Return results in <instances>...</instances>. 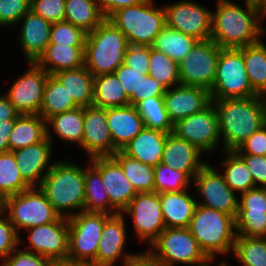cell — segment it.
I'll list each match as a JSON object with an SVG mask.
<instances>
[{
  "mask_svg": "<svg viewBox=\"0 0 266 266\" xmlns=\"http://www.w3.org/2000/svg\"><path fill=\"white\" fill-rule=\"evenodd\" d=\"M263 19L264 12L254 6L245 4L244 8L230 0H217L211 39L220 48L238 49L257 43L266 34Z\"/></svg>",
  "mask_w": 266,
  "mask_h": 266,
  "instance_id": "6da1fadb",
  "label": "cell"
},
{
  "mask_svg": "<svg viewBox=\"0 0 266 266\" xmlns=\"http://www.w3.org/2000/svg\"><path fill=\"white\" fill-rule=\"evenodd\" d=\"M215 106L222 151H235L254 132L266 125V97L212 99Z\"/></svg>",
  "mask_w": 266,
  "mask_h": 266,
  "instance_id": "7a4b0ae2",
  "label": "cell"
},
{
  "mask_svg": "<svg viewBox=\"0 0 266 266\" xmlns=\"http://www.w3.org/2000/svg\"><path fill=\"white\" fill-rule=\"evenodd\" d=\"M39 188L59 216L70 218L84 211L85 168L83 166L80 167L69 160H55Z\"/></svg>",
  "mask_w": 266,
  "mask_h": 266,
  "instance_id": "3957f363",
  "label": "cell"
},
{
  "mask_svg": "<svg viewBox=\"0 0 266 266\" xmlns=\"http://www.w3.org/2000/svg\"><path fill=\"white\" fill-rule=\"evenodd\" d=\"M188 229L211 261L233 252L237 235L233 216L196 204Z\"/></svg>",
  "mask_w": 266,
  "mask_h": 266,
  "instance_id": "277c9868",
  "label": "cell"
},
{
  "mask_svg": "<svg viewBox=\"0 0 266 266\" xmlns=\"http://www.w3.org/2000/svg\"><path fill=\"white\" fill-rule=\"evenodd\" d=\"M128 45L124 33L105 18L87 33L84 46L86 68L93 76L114 73L124 63Z\"/></svg>",
  "mask_w": 266,
  "mask_h": 266,
  "instance_id": "5b68a950",
  "label": "cell"
},
{
  "mask_svg": "<svg viewBox=\"0 0 266 266\" xmlns=\"http://www.w3.org/2000/svg\"><path fill=\"white\" fill-rule=\"evenodd\" d=\"M154 4V0H145L114 12L108 20L124 33L128 44L151 46L166 26L163 5Z\"/></svg>",
  "mask_w": 266,
  "mask_h": 266,
  "instance_id": "8992f818",
  "label": "cell"
},
{
  "mask_svg": "<svg viewBox=\"0 0 266 266\" xmlns=\"http://www.w3.org/2000/svg\"><path fill=\"white\" fill-rule=\"evenodd\" d=\"M2 211L8 216L18 235L28 229L56 221L60 216L39 187L6 197Z\"/></svg>",
  "mask_w": 266,
  "mask_h": 266,
  "instance_id": "52a82bcc",
  "label": "cell"
},
{
  "mask_svg": "<svg viewBox=\"0 0 266 266\" xmlns=\"http://www.w3.org/2000/svg\"><path fill=\"white\" fill-rule=\"evenodd\" d=\"M149 246L148 250L165 266H205L211 261L188 228H166Z\"/></svg>",
  "mask_w": 266,
  "mask_h": 266,
  "instance_id": "ba28073f",
  "label": "cell"
},
{
  "mask_svg": "<svg viewBox=\"0 0 266 266\" xmlns=\"http://www.w3.org/2000/svg\"><path fill=\"white\" fill-rule=\"evenodd\" d=\"M211 99L258 96L251 87L243 54L236 48H221Z\"/></svg>",
  "mask_w": 266,
  "mask_h": 266,
  "instance_id": "9c48e42d",
  "label": "cell"
},
{
  "mask_svg": "<svg viewBox=\"0 0 266 266\" xmlns=\"http://www.w3.org/2000/svg\"><path fill=\"white\" fill-rule=\"evenodd\" d=\"M111 215L81 211L68 218L69 239L67 258L94 263L105 221Z\"/></svg>",
  "mask_w": 266,
  "mask_h": 266,
  "instance_id": "30bf717a",
  "label": "cell"
},
{
  "mask_svg": "<svg viewBox=\"0 0 266 266\" xmlns=\"http://www.w3.org/2000/svg\"><path fill=\"white\" fill-rule=\"evenodd\" d=\"M220 49L212 39L197 41L178 63L180 83L210 91L216 76Z\"/></svg>",
  "mask_w": 266,
  "mask_h": 266,
  "instance_id": "8fae6325",
  "label": "cell"
},
{
  "mask_svg": "<svg viewBox=\"0 0 266 266\" xmlns=\"http://www.w3.org/2000/svg\"><path fill=\"white\" fill-rule=\"evenodd\" d=\"M163 7L168 27L198 41L211 39L212 11L208 7L192 0H179Z\"/></svg>",
  "mask_w": 266,
  "mask_h": 266,
  "instance_id": "7c38bea8",
  "label": "cell"
},
{
  "mask_svg": "<svg viewBox=\"0 0 266 266\" xmlns=\"http://www.w3.org/2000/svg\"><path fill=\"white\" fill-rule=\"evenodd\" d=\"M121 214L131 216L135 234L141 242L151 245L166 229L157 192L137 193Z\"/></svg>",
  "mask_w": 266,
  "mask_h": 266,
  "instance_id": "4fadbf2b",
  "label": "cell"
},
{
  "mask_svg": "<svg viewBox=\"0 0 266 266\" xmlns=\"http://www.w3.org/2000/svg\"><path fill=\"white\" fill-rule=\"evenodd\" d=\"M177 137L195 145L203 153L212 152L221 141L218 115L213 102L201 112L185 117L173 124Z\"/></svg>",
  "mask_w": 266,
  "mask_h": 266,
  "instance_id": "5bb4252c",
  "label": "cell"
},
{
  "mask_svg": "<svg viewBox=\"0 0 266 266\" xmlns=\"http://www.w3.org/2000/svg\"><path fill=\"white\" fill-rule=\"evenodd\" d=\"M197 204L216 209L234 218L238 211V196L226 184L223 175L206 163L193 178ZM201 198H200V197ZM200 198V199H199ZM202 201V202H201Z\"/></svg>",
  "mask_w": 266,
  "mask_h": 266,
  "instance_id": "9a60e30c",
  "label": "cell"
},
{
  "mask_svg": "<svg viewBox=\"0 0 266 266\" xmlns=\"http://www.w3.org/2000/svg\"><path fill=\"white\" fill-rule=\"evenodd\" d=\"M29 69L6 91L10 103L21 114H40L44 89L49 74L36 62H28Z\"/></svg>",
  "mask_w": 266,
  "mask_h": 266,
  "instance_id": "2e32d148",
  "label": "cell"
},
{
  "mask_svg": "<svg viewBox=\"0 0 266 266\" xmlns=\"http://www.w3.org/2000/svg\"><path fill=\"white\" fill-rule=\"evenodd\" d=\"M29 232V252H33L50 261L67 259L69 225L68 218L59 217L52 223L34 226L26 229Z\"/></svg>",
  "mask_w": 266,
  "mask_h": 266,
  "instance_id": "e0dca14e",
  "label": "cell"
},
{
  "mask_svg": "<svg viewBox=\"0 0 266 266\" xmlns=\"http://www.w3.org/2000/svg\"><path fill=\"white\" fill-rule=\"evenodd\" d=\"M235 228L239 236L266 238V187L240 194Z\"/></svg>",
  "mask_w": 266,
  "mask_h": 266,
  "instance_id": "ac0fdd59",
  "label": "cell"
},
{
  "mask_svg": "<svg viewBox=\"0 0 266 266\" xmlns=\"http://www.w3.org/2000/svg\"><path fill=\"white\" fill-rule=\"evenodd\" d=\"M81 148L87 153L89 159L112 156L119 151L113 144L105 108L94 105L84 107Z\"/></svg>",
  "mask_w": 266,
  "mask_h": 266,
  "instance_id": "d6986e66",
  "label": "cell"
},
{
  "mask_svg": "<svg viewBox=\"0 0 266 266\" xmlns=\"http://www.w3.org/2000/svg\"><path fill=\"white\" fill-rule=\"evenodd\" d=\"M90 163L100 172L111 205L121 213L138 193L112 157H95Z\"/></svg>",
  "mask_w": 266,
  "mask_h": 266,
  "instance_id": "ffe728a7",
  "label": "cell"
},
{
  "mask_svg": "<svg viewBox=\"0 0 266 266\" xmlns=\"http://www.w3.org/2000/svg\"><path fill=\"white\" fill-rule=\"evenodd\" d=\"M163 100L172 124L201 112L212 103L209 90L182 84L166 89Z\"/></svg>",
  "mask_w": 266,
  "mask_h": 266,
  "instance_id": "44dd1931",
  "label": "cell"
},
{
  "mask_svg": "<svg viewBox=\"0 0 266 266\" xmlns=\"http://www.w3.org/2000/svg\"><path fill=\"white\" fill-rule=\"evenodd\" d=\"M54 145L49 138L12 151L24 181L30 187H39L55 160L51 161Z\"/></svg>",
  "mask_w": 266,
  "mask_h": 266,
  "instance_id": "7402d4cb",
  "label": "cell"
},
{
  "mask_svg": "<svg viewBox=\"0 0 266 266\" xmlns=\"http://www.w3.org/2000/svg\"><path fill=\"white\" fill-rule=\"evenodd\" d=\"M124 215L121 213L111 215L106 221L100 237L96 260V266H116L120 260L126 261L135 253H125L127 229Z\"/></svg>",
  "mask_w": 266,
  "mask_h": 266,
  "instance_id": "603a6c76",
  "label": "cell"
},
{
  "mask_svg": "<svg viewBox=\"0 0 266 266\" xmlns=\"http://www.w3.org/2000/svg\"><path fill=\"white\" fill-rule=\"evenodd\" d=\"M19 23L21 30L18 41L26 62H36L49 44L52 23L31 9L19 20Z\"/></svg>",
  "mask_w": 266,
  "mask_h": 266,
  "instance_id": "cb8c5ba5",
  "label": "cell"
},
{
  "mask_svg": "<svg viewBox=\"0 0 266 266\" xmlns=\"http://www.w3.org/2000/svg\"><path fill=\"white\" fill-rule=\"evenodd\" d=\"M204 153L195 145L169 133L163 150L161 163L172 169L186 172L192 179L207 163L202 158Z\"/></svg>",
  "mask_w": 266,
  "mask_h": 266,
  "instance_id": "d4e9b609",
  "label": "cell"
},
{
  "mask_svg": "<svg viewBox=\"0 0 266 266\" xmlns=\"http://www.w3.org/2000/svg\"><path fill=\"white\" fill-rule=\"evenodd\" d=\"M108 128L118 150L128 144L143 128L142 117L133 105L106 108Z\"/></svg>",
  "mask_w": 266,
  "mask_h": 266,
  "instance_id": "484cf974",
  "label": "cell"
},
{
  "mask_svg": "<svg viewBox=\"0 0 266 266\" xmlns=\"http://www.w3.org/2000/svg\"><path fill=\"white\" fill-rule=\"evenodd\" d=\"M168 134L144 127L121 151L144 164L157 166L161 163Z\"/></svg>",
  "mask_w": 266,
  "mask_h": 266,
  "instance_id": "4316f807",
  "label": "cell"
},
{
  "mask_svg": "<svg viewBox=\"0 0 266 266\" xmlns=\"http://www.w3.org/2000/svg\"><path fill=\"white\" fill-rule=\"evenodd\" d=\"M187 191L159 193L166 228H188L197 199Z\"/></svg>",
  "mask_w": 266,
  "mask_h": 266,
  "instance_id": "83f0119b",
  "label": "cell"
},
{
  "mask_svg": "<svg viewBox=\"0 0 266 266\" xmlns=\"http://www.w3.org/2000/svg\"><path fill=\"white\" fill-rule=\"evenodd\" d=\"M36 63L51 75L82 67L85 65L84 46L49 43Z\"/></svg>",
  "mask_w": 266,
  "mask_h": 266,
  "instance_id": "f1b7e54d",
  "label": "cell"
},
{
  "mask_svg": "<svg viewBox=\"0 0 266 266\" xmlns=\"http://www.w3.org/2000/svg\"><path fill=\"white\" fill-rule=\"evenodd\" d=\"M47 137L46 120L39 114H21L9 135V151L43 141Z\"/></svg>",
  "mask_w": 266,
  "mask_h": 266,
  "instance_id": "f546056e",
  "label": "cell"
},
{
  "mask_svg": "<svg viewBox=\"0 0 266 266\" xmlns=\"http://www.w3.org/2000/svg\"><path fill=\"white\" fill-rule=\"evenodd\" d=\"M83 121L84 107H77L63 113L55 114L46 120L47 138H49L53 144L51 129L62 141L75 143L81 147L83 139Z\"/></svg>",
  "mask_w": 266,
  "mask_h": 266,
  "instance_id": "4dcf8cb0",
  "label": "cell"
},
{
  "mask_svg": "<svg viewBox=\"0 0 266 266\" xmlns=\"http://www.w3.org/2000/svg\"><path fill=\"white\" fill-rule=\"evenodd\" d=\"M53 75L79 107L92 105L94 76L85 65L76 69L59 71Z\"/></svg>",
  "mask_w": 266,
  "mask_h": 266,
  "instance_id": "1f68e13d",
  "label": "cell"
},
{
  "mask_svg": "<svg viewBox=\"0 0 266 266\" xmlns=\"http://www.w3.org/2000/svg\"><path fill=\"white\" fill-rule=\"evenodd\" d=\"M85 167L84 211L116 215L119 212L111 205L100 172L87 160Z\"/></svg>",
  "mask_w": 266,
  "mask_h": 266,
  "instance_id": "d6a6232c",
  "label": "cell"
},
{
  "mask_svg": "<svg viewBox=\"0 0 266 266\" xmlns=\"http://www.w3.org/2000/svg\"><path fill=\"white\" fill-rule=\"evenodd\" d=\"M92 105L105 109L130 105V99L115 73L94 76Z\"/></svg>",
  "mask_w": 266,
  "mask_h": 266,
  "instance_id": "836d02e7",
  "label": "cell"
},
{
  "mask_svg": "<svg viewBox=\"0 0 266 266\" xmlns=\"http://www.w3.org/2000/svg\"><path fill=\"white\" fill-rule=\"evenodd\" d=\"M238 49L243 54L252 90L257 95L266 97V44L260 40Z\"/></svg>",
  "mask_w": 266,
  "mask_h": 266,
  "instance_id": "e575fe53",
  "label": "cell"
},
{
  "mask_svg": "<svg viewBox=\"0 0 266 266\" xmlns=\"http://www.w3.org/2000/svg\"><path fill=\"white\" fill-rule=\"evenodd\" d=\"M223 178L226 184L236 193L241 194L255 188L252 175L245 161L235 151H223Z\"/></svg>",
  "mask_w": 266,
  "mask_h": 266,
  "instance_id": "d590c367",
  "label": "cell"
},
{
  "mask_svg": "<svg viewBox=\"0 0 266 266\" xmlns=\"http://www.w3.org/2000/svg\"><path fill=\"white\" fill-rule=\"evenodd\" d=\"M105 19L96 0H66L65 18L85 32L93 31Z\"/></svg>",
  "mask_w": 266,
  "mask_h": 266,
  "instance_id": "8d00e7d4",
  "label": "cell"
},
{
  "mask_svg": "<svg viewBox=\"0 0 266 266\" xmlns=\"http://www.w3.org/2000/svg\"><path fill=\"white\" fill-rule=\"evenodd\" d=\"M79 107L69 96L65 87L54 76L49 74L43 95V101L40 109V116L45 120L49 117L63 113Z\"/></svg>",
  "mask_w": 266,
  "mask_h": 266,
  "instance_id": "74e56055",
  "label": "cell"
},
{
  "mask_svg": "<svg viewBox=\"0 0 266 266\" xmlns=\"http://www.w3.org/2000/svg\"><path fill=\"white\" fill-rule=\"evenodd\" d=\"M112 157L138 193L154 192V167L125 155L121 150Z\"/></svg>",
  "mask_w": 266,
  "mask_h": 266,
  "instance_id": "f35d334b",
  "label": "cell"
},
{
  "mask_svg": "<svg viewBox=\"0 0 266 266\" xmlns=\"http://www.w3.org/2000/svg\"><path fill=\"white\" fill-rule=\"evenodd\" d=\"M198 40L167 25L154 39L151 48L163 52L179 63Z\"/></svg>",
  "mask_w": 266,
  "mask_h": 266,
  "instance_id": "ab89813d",
  "label": "cell"
},
{
  "mask_svg": "<svg viewBox=\"0 0 266 266\" xmlns=\"http://www.w3.org/2000/svg\"><path fill=\"white\" fill-rule=\"evenodd\" d=\"M135 107L143 119L144 127L166 133L173 132V124L165 109L163 96L149 97L138 102Z\"/></svg>",
  "mask_w": 266,
  "mask_h": 266,
  "instance_id": "60d3db41",
  "label": "cell"
},
{
  "mask_svg": "<svg viewBox=\"0 0 266 266\" xmlns=\"http://www.w3.org/2000/svg\"><path fill=\"white\" fill-rule=\"evenodd\" d=\"M233 253L242 266H266V238L236 235Z\"/></svg>",
  "mask_w": 266,
  "mask_h": 266,
  "instance_id": "b9f144b4",
  "label": "cell"
},
{
  "mask_svg": "<svg viewBox=\"0 0 266 266\" xmlns=\"http://www.w3.org/2000/svg\"><path fill=\"white\" fill-rule=\"evenodd\" d=\"M30 186L24 181L12 151L0 153V194L6 198Z\"/></svg>",
  "mask_w": 266,
  "mask_h": 266,
  "instance_id": "7bdbcfd3",
  "label": "cell"
},
{
  "mask_svg": "<svg viewBox=\"0 0 266 266\" xmlns=\"http://www.w3.org/2000/svg\"><path fill=\"white\" fill-rule=\"evenodd\" d=\"M148 75L166 89L181 84L178 63L163 52L151 48V46Z\"/></svg>",
  "mask_w": 266,
  "mask_h": 266,
  "instance_id": "ee69618b",
  "label": "cell"
},
{
  "mask_svg": "<svg viewBox=\"0 0 266 266\" xmlns=\"http://www.w3.org/2000/svg\"><path fill=\"white\" fill-rule=\"evenodd\" d=\"M193 179L186 173L172 169L169 165L160 163L154 166V192H178L186 190Z\"/></svg>",
  "mask_w": 266,
  "mask_h": 266,
  "instance_id": "f6af8a7d",
  "label": "cell"
},
{
  "mask_svg": "<svg viewBox=\"0 0 266 266\" xmlns=\"http://www.w3.org/2000/svg\"><path fill=\"white\" fill-rule=\"evenodd\" d=\"M87 32L67 21L53 23L49 43L68 46H85Z\"/></svg>",
  "mask_w": 266,
  "mask_h": 266,
  "instance_id": "bcb514c9",
  "label": "cell"
},
{
  "mask_svg": "<svg viewBox=\"0 0 266 266\" xmlns=\"http://www.w3.org/2000/svg\"><path fill=\"white\" fill-rule=\"evenodd\" d=\"M114 73L130 99V105L135 106L140 102V85L144 70L132 69L125 64H121Z\"/></svg>",
  "mask_w": 266,
  "mask_h": 266,
  "instance_id": "7dc6e473",
  "label": "cell"
},
{
  "mask_svg": "<svg viewBox=\"0 0 266 266\" xmlns=\"http://www.w3.org/2000/svg\"><path fill=\"white\" fill-rule=\"evenodd\" d=\"M16 232L8 216L0 210V260L2 262L13 252L23 240Z\"/></svg>",
  "mask_w": 266,
  "mask_h": 266,
  "instance_id": "c3c4849f",
  "label": "cell"
},
{
  "mask_svg": "<svg viewBox=\"0 0 266 266\" xmlns=\"http://www.w3.org/2000/svg\"><path fill=\"white\" fill-rule=\"evenodd\" d=\"M31 0H0V26H14L30 10Z\"/></svg>",
  "mask_w": 266,
  "mask_h": 266,
  "instance_id": "681fc988",
  "label": "cell"
},
{
  "mask_svg": "<svg viewBox=\"0 0 266 266\" xmlns=\"http://www.w3.org/2000/svg\"><path fill=\"white\" fill-rule=\"evenodd\" d=\"M66 0H31L30 9L50 23L64 21Z\"/></svg>",
  "mask_w": 266,
  "mask_h": 266,
  "instance_id": "f907efd6",
  "label": "cell"
},
{
  "mask_svg": "<svg viewBox=\"0 0 266 266\" xmlns=\"http://www.w3.org/2000/svg\"><path fill=\"white\" fill-rule=\"evenodd\" d=\"M51 261L42 255L17 247L3 261L2 266H50Z\"/></svg>",
  "mask_w": 266,
  "mask_h": 266,
  "instance_id": "816d5d0a",
  "label": "cell"
},
{
  "mask_svg": "<svg viewBox=\"0 0 266 266\" xmlns=\"http://www.w3.org/2000/svg\"><path fill=\"white\" fill-rule=\"evenodd\" d=\"M149 61L150 46L128 45L123 64L132 69L144 70V74H148Z\"/></svg>",
  "mask_w": 266,
  "mask_h": 266,
  "instance_id": "f5cc1de1",
  "label": "cell"
},
{
  "mask_svg": "<svg viewBox=\"0 0 266 266\" xmlns=\"http://www.w3.org/2000/svg\"><path fill=\"white\" fill-rule=\"evenodd\" d=\"M235 152L237 154L266 156V125L247 138Z\"/></svg>",
  "mask_w": 266,
  "mask_h": 266,
  "instance_id": "db71d44e",
  "label": "cell"
},
{
  "mask_svg": "<svg viewBox=\"0 0 266 266\" xmlns=\"http://www.w3.org/2000/svg\"><path fill=\"white\" fill-rule=\"evenodd\" d=\"M246 163L256 187H266V156L238 154Z\"/></svg>",
  "mask_w": 266,
  "mask_h": 266,
  "instance_id": "11a10c76",
  "label": "cell"
},
{
  "mask_svg": "<svg viewBox=\"0 0 266 266\" xmlns=\"http://www.w3.org/2000/svg\"><path fill=\"white\" fill-rule=\"evenodd\" d=\"M166 88L148 74H143L140 85V101L153 96H164Z\"/></svg>",
  "mask_w": 266,
  "mask_h": 266,
  "instance_id": "9f6ffc18",
  "label": "cell"
},
{
  "mask_svg": "<svg viewBox=\"0 0 266 266\" xmlns=\"http://www.w3.org/2000/svg\"><path fill=\"white\" fill-rule=\"evenodd\" d=\"M143 1L145 0H96V3L104 17L108 19L114 12L137 5Z\"/></svg>",
  "mask_w": 266,
  "mask_h": 266,
  "instance_id": "6f0895ef",
  "label": "cell"
},
{
  "mask_svg": "<svg viewBox=\"0 0 266 266\" xmlns=\"http://www.w3.org/2000/svg\"><path fill=\"white\" fill-rule=\"evenodd\" d=\"M121 266H165L148 249L138 252L122 262Z\"/></svg>",
  "mask_w": 266,
  "mask_h": 266,
  "instance_id": "680465c9",
  "label": "cell"
},
{
  "mask_svg": "<svg viewBox=\"0 0 266 266\" xmlns=\"http://www.w3.org/2000/svg\"><path fill=\"white\" fill-rule=\"evenodd\" d=\"M15 119L0 122V153L9 151V135L14 126Z\"/></svg>",
  "mask_w": 266,
  "mask_h": 266,
  "instance_id": "91938a15",
  "label": "cell"
},
{
  "mask_svg": "<svg viewBox=\"0 0 266 266\" xmlns=\"http://www.w3.org/2000/svg\"><path fill=\"white\" fill-rule=\"evenodd\" d=\"M20 113L10 103L6 94H0V122L7 119H16Z\"/></svg>",
  "mask_w": 266,
  "mask_h": 266,
  "instance_id": "94428289",
  "label": "cell"
},
{
  "mask_svg": "<svg viewBox=\"0 0 266 266\" xmlns=\"http://www.w3.org/2000/svg\"><path fill=\"white\" fill-rule=\"evenodd\" d=\"M50 266H96V265L90 262H82L67 258V259L51 261Z\"/></svg>",
  "mask_w": 266,
  "mask_h": 266,
  "instance_id": "6125c7cd",
  "label": "cell"
},
{
  "mask_svg": "<svg viewBox=\"0 0 266 266\" xmlns=\"http://www.w3.org/2000/svg\"><path fill=\"white\" fill-rule=\"evenodd\" d=\"M244 4L254 6L258 9H261L263 12L266 9V5L263 3V0H244Z\"/></svg>",
  "mask_w": 266,
  "mask_h": 266,
  "instance_id": "be15d7a7",
  "label": "cell"
},
{
  "mask_svg": "<svg viewBox=\"0 0 266 266\" xmlns=\"http://www.w3.org/2000/svg\"><path fill=\"white\" fill-rule=\"evenodd\" d=\"M211 263H213L214 264V261H210L207 265H205V266H211ZM218 266H230L228 263H227V261H222V262H220V264H218Z\"/></svg>",
  "mask_w": 266,
  "mask_h": 266,
  "instance_id": "e7e4bbea",
  "label": "cell"
},
{
  "mask_svg": "<svg viewBox=\"0 0 266 266\" xmlns=\"http://www.w3.org/2000/svg\"><path fill=\"white\" fill-rule=\"evenodd\" d=\"M5 198L0 194V210H2Z\"/></svg>",
  "mask_w": 266,
  "mask_h": 266,
  "instance_id": "03108f58",
  "label": "cell"
},
{
  "mask_svg": "<svg viewBox=\"0 0 266 266\" xmlns=\"http://www.w3.org/2000/svg\"><path fill=\"white\" fill-rule=\"evenodd\" d=\"M265 16H266V9L264 10V19H265Z\"/></svg>",
  "mask_w": 266,
  "mask_h": 266,
  "instance_id": "003e7915",
  "label": "cell"
}]
</instances>
